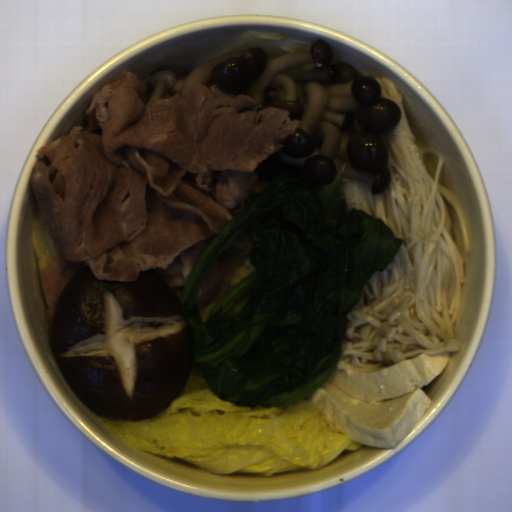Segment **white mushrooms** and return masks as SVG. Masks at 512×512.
Returning a JSON list of instances; mask_svg holds the SVG:
<instances>
[{
	"instance_id": "1e6be865",
	"label": "white mushrooms",
	"mask_w": 512,
	"mask_h": 512,
	"mask_svg": "<svg viewBox=\"0 0 512 512\" xmlns=\"http://www.w3.org/2000/svg\"><path fill=\"white\" fill-rule=\"evenodd\" d=\"M333 47L318 39L308 51L286 52L268 62L262 47L230 51L209 59L186 76L168 70L151 73L142 83L145 108L160 98H184L196 84L226 94H247L254 110L278 107L300 124L276 151L280 163L303 168L306 181L329 185L342 176L369 185L372 195L385 193L391 173L388 148L381 135L399 124L397 102L380 99L382 87L370 76H358L350 64H332Z\"/></svg>"
}]
</instances>
